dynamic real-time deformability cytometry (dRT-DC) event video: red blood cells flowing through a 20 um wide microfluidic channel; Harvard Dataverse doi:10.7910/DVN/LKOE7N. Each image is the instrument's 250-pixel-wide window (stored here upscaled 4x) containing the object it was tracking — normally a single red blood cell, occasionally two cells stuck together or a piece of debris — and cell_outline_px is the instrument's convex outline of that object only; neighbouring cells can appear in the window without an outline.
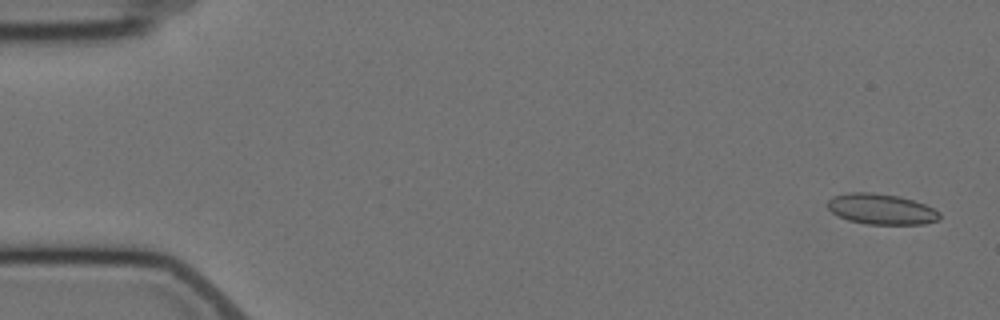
{"species": "Egyptian fruit bat (a non-hibernating species)", "species_latin": "Rousettus aegyptiacus", "temperature_condition": "cold", "stored_images_in_passage": 5, "camera_frame_rate_fps": 3000, "um_per_image_px": 0.085, "animal": {"sex": "female"}, "frame": {"image": 1, "passage_image": 1, "time_ms": 0.0, "image_size_px": [1000, 320], "cell_outline_px": [[940, 220], [924, 224], [868, 224], [848, 220], [836, 216], [828, 208], [828, 200], [832, 196], [848, 192], [872, 192], [900, 196], [924, 204], [940, 212]], "centroid_in_image_um": [74.89, 17.77], "position_along_channel_um": 10.1, "area_um2": 20.11}}
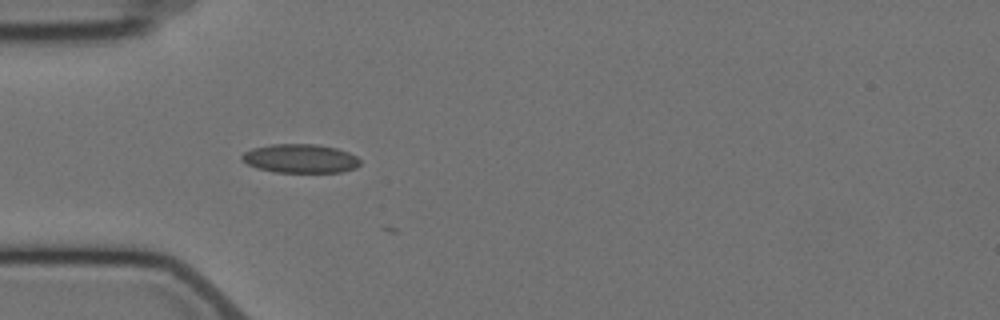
{"frame": {"image": 2, "passage_image": 4, "time_ms": 5.0, "image_size_px": [1000, 320], "cell_outline_px": [[360, 164], [356, 168], [340, 172], [272, 172], [256, 168], [240, 160], [240, 156], [244, 152], [252, 148], [272, 144], [316, 144], [336, 148], [348, 152], [356, 156], [360, 160]], "centroid_in_image_um": [25.5, 13.48], "position_along_channel_um": 59.5, "area_um2": 20.0}}
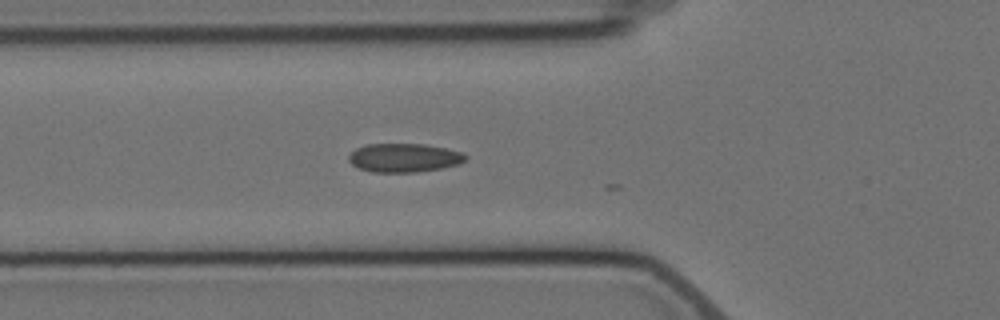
{"frame": {"image": 3, "passage_image": 5, "time_ms": 6.0, "image_size_px": [1000, 320], "cell_outline_px": [[468, 156], [460, 164], [440, 168], [416, 172], [372, 172], [360, 168], [352, 164], [348, 160], [348, 156], [356, 148], [364, 144], [424, 144], [464, 152]], "centroid_in_image_um": [34.35, 13.4], "position_along_channel_um": 91.5, "area_um2": 19.54}}